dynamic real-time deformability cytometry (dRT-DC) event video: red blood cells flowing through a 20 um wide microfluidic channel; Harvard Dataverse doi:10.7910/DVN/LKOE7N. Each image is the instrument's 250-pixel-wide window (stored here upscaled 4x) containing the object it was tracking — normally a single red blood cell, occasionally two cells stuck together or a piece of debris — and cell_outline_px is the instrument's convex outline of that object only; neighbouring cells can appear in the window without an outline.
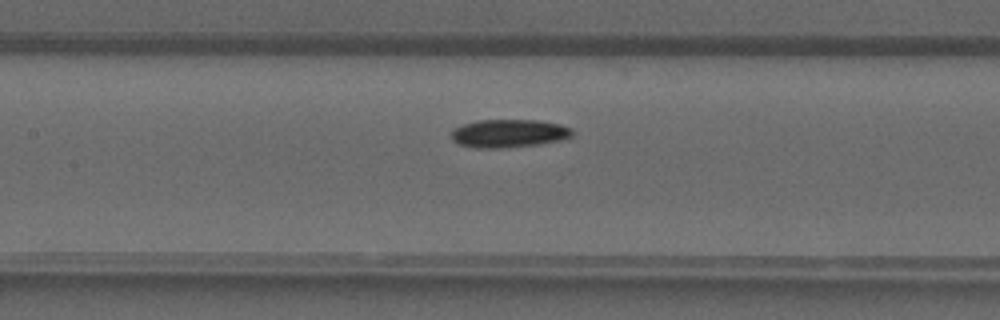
{"species": "common noctule bat (a hibernating species)", "species_latin": "Nyctalus noctula", "temperature_condition": "warm", "stored_images_in_passage": 29, "camera_frame_rate_fps": 3000, "um_per_image_px": 0.085, "animal": {"sex": "male", "forearm_length_mm": 52.5}, "frame": {"image": 1, "passage_image": 7, "time_ms": 2.0, "image_size_px": [1000, 320], "cell_outline_px": [[572, 136], [560, 140], [540, 144], [496, 148], [476, 148], [460, 144], [452, 140], [452, 128], [476, 120], [540, 120], [560, 124], [572, 128]], "centroid_in_image_um": [43.25, 11.33], "position_along_channel_um": 164.2, "area_um2": 19.83}}
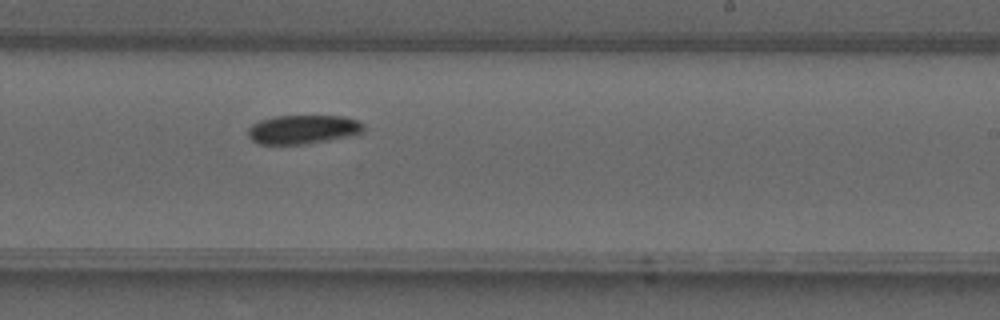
{"frame": {"image": 2, "passage_image": 13, "time_ms": 4.0, "image_size_px": [1000, 320], "cell_outline_px": [[364, 132], [348, 136], [328, 140], [304, 144], [256, 144], [248, 136], [248, 128], [252, 124], [260, 120], [276, 116], [344, 116], [356, 120], [364, 124]], "centroid_in_image_um": [25.74, 11.0], "position_along_channel_um": 263.3, "area_um2": 19.48}}
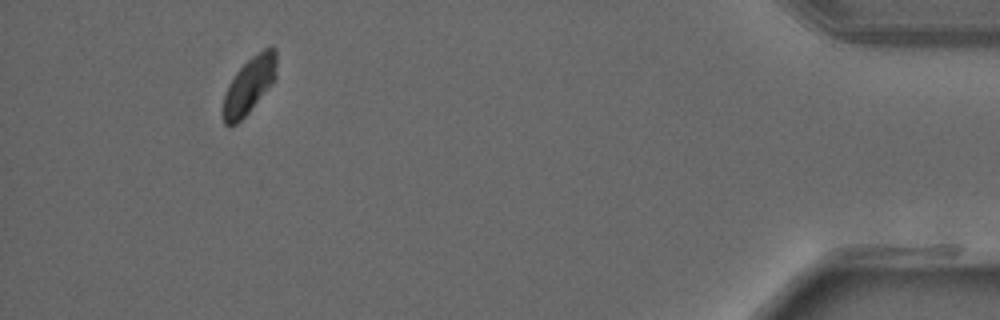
{"frame": {"image": 3, "passage_image": 26, "time_ms": 8.333, "image_size_px": [1000, 320], "cell_outline_px": [[276, 76], [272, 84], [248, 112], [236, 124], [228, 128], [224, 124], [224, 96], [228, 84], [236, 72], [252, 56], [264, 48], [272, 44], [276, 48]], "centroid_in_image_um": [21.2, 7.22], "position_along_channel_um": 414.0, "area_um2": 17.46}}